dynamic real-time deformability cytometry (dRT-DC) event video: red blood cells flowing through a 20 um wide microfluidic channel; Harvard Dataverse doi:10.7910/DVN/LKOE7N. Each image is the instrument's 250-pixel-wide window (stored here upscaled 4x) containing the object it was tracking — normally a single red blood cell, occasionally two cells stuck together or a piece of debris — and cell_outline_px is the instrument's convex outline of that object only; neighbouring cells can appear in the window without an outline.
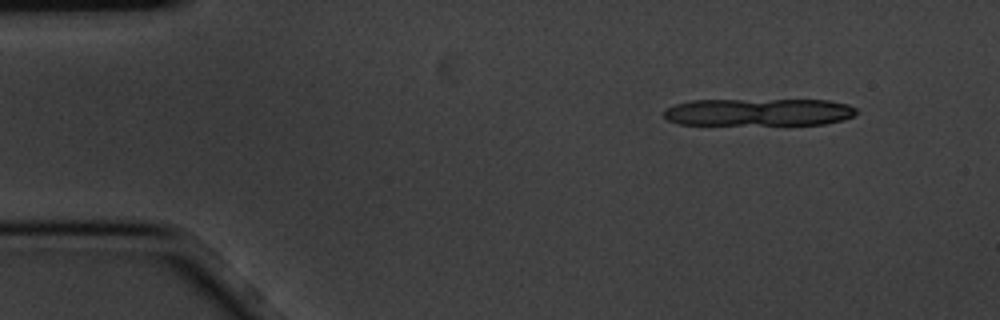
{"species": "common noctule bat (a hibernating species)", "species_latin": "Nyctalus noctula", "temperature_condition": "cold", "stored_images_in_passage": 4, "camera_frame_rate_fps": 3000, "um_per_image_px": 0.085, "animal": {"sex": "male", "body_mass_g": 20.1, "forearm_length_mm": 53.5}, "frame": {"image": 1, "passage_image": 1, "time_ms": 0.0, "image_size_px": [1000, 320], "cell_outline_px": [[860, 112], [844, 120], [824, 124], [680, 124], [668, 120], [664, 116], [664, 108], [676, 104], [692, 100], [828, 100], [848, 104], [856, 108]], "centroid_in_image_um": [64.52, 9.52], "position_along_channel_um": 20.5, "area_um2": 30.75}}